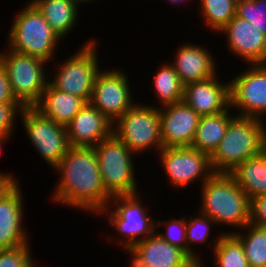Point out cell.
Masks as SVG:
<instances>
[{
    "instance_id": "33",
    "label": "cell",
    "mask_w": 266,
    "mask_h": 267,
    "mask_svg": "<svg viewBox=\"0 0 266 267\" xmlns=\"http://www.w3.org/2000/svg\"><path fill=\"white\" fill-rule=\"evenodd\" d=\"M21 103H0V135L12 136L18 112L23 109Z\"/></svg>"
},
{
    "instance_id": "39",
    "label": "cell",
    "mask_w": 266,
    "mask_h": 267,
    "mask_svg": "<svg viewBox=\"0 0 266 267\" xmlns=\"http://www.w3.org/2000/svg\"><path fill=\"white\" fill-rule=\"evenodd\" d=\"M167 2L169 1V2H171L173 5H176V4H178V3H181L182 2V4L184 3L183 1H188V0H166ZM190 1V0H189Z\"/></svg>"
},
{
    "instance_id": "31",
    "label": "cell",
    "mask_w": 266,
    "mask_h": 267,
    "mask_svg": "<svg viewBox=\"0 0 266 267\" xmlns=\"http://www.w3.org/2000/svg\"><path fill=\"white\" fill-rule=\"evenodd\" d=\"M163 225L167 227L164 231L165 233H158V229H156V233L167 243L179 247L188 255V244L186 238V217H183V219L174 218L168 222L164 220L156 221V228Z\"/></svg>"
},
{
    "instance_id": "28",
    "label": "cell",
    "mask_w": 266,
    "mask_h": 267,
    "mask_svg": "<svg viewBox=\"0 0 266 267\" xmlns=\"http://www.w3.org/2000/svg\"><path fill=\"white\" fill-rule=\"evenodd\" d=\"M204 23L209 30L220 33L236 15L237 0H200Z\"/></svg>"
},
{
    "instance_id": "32",
    "label": "cell",
    "mask_w": 266,
    "mask_h": 267,
    "mask_svg": "<svg viewBox=\"0 0 266 267\" xmlns=\"http://www.w3.org/2000/svg\"><path fill=\"white\" fill-rule=\"evenodd\" d=\"M30 243L0 250V267H36Z\"/></svg>"
},
{
    "instance_id": "22",
    "label": "cell",
    "mask_w": 266,
    "mask_h": 267,
    "mask_svg": "<svg viewBox=\"0 0 266 267\" xmlns=\"http://www.w3.org/2000/svg\"><path fill=\"white\" fill-rule=\"evenodd\" d=\"M49 26L63 39L78 23L79 6L74 0H30ZM78 8V9H77Z\"/></svg>"
},
{
    "instance_id": "27",
    "label": "cell",
    "mask_w": 266,
    "mask_h": 267,
    "mask_svg": "<svg viewBox=\"0 0 266 267\" xmlns=\"http://www.w3.org/2000/svg\"><path fill=\"white\" fill-rule=\"evenodd\" d=\"M217 267H250L243 245L234 234L221 233L211 241ZM214 247V248H213Z\"/></svg>"
},
{
    "instance_id": "35",
    "label": "cell",
    "mask_w": 266,
    "mask_h": 267,
    "mask_svg": "<svg viewBox=\"0 0 266 267\" xmlns=\"http://www.w3.org/2000/svg\"><path fill=\"white\" fill-rule=\"evenodd\" d=\"M0 103H20L11 88L9 77L3 65L0 63Z\"/></svg>"
},
{
    "instance_id": "11",
    "label": "cell",
    "mask_w": 266,
    "mask_h": 267,
    "mask_svg": "<svg viewBox=\"0 0 266 267\" xmlns=\"http://www.w3.org/2000/svg\"><path fill=\"white\" fill-rule=\"evenodd\" d=\"M158 154L167 179L177 189L199 180L202 186L215 173L210 156L192 147H163Z\"/></svg>"
},
{
    "instance_id": "14",
    "label": "cell",
    "mask_w": 266,
    "mask_h": 267,
    "mask_svg": "<svg viewBox=\"0 0 266 267\" xmlns=\"http://www.w3.org/2000/svg\"><path fill=\"white\" fill-rule=\"evenodd\" d=\"M158 107L163 147H191L201 116L183 100Z\"/></svg>"
},
{
    "instance_id": "36",
    "label": "cell",
    "mask_w": 266,
    "mask_h": 267,
    "mask_svg": "<svg viewBox=\"0 0 266 267\" xmlns=\"http://www.w3.org/2000/svg\"><path fill=\"white\" fill-rule=\"evenodd\" d=\"M125 253L130 254L132 259H130V267H146L144 261L140 254L134 248H122ZM126 249V250H125Z\"/></svg>"
},
{
    "instance_id": "18",
    "label": "cell",
    "mask_w": 266,
    "mask_h": 267,
    "mask_svg": "<svg viewBox=\"0 0 266 267\" xmlns=\"http://www.w3.org/2000/svg\"><path fill=\"white\" fill-rule=\"evenodd\" d=\"M113 123L90 103L66 126L71 147H95L112 134Z\"/></svg>"
},
{
    "instance_id": "19",
    "label": "cell",
    "mask_w": 266,
    "mask_h": 267,
    "mask_svg": "<svg viewBox=\"0 0 266 267\" xmlns=\"http://www.w3.org/2000/svg\"><path fill=\"white\" fill-rule=\"evenodd\" d=\"M176 51L171 65L184 86L216 75L218 65L215 64L211 52L204 46L187 43L180 45Z\"/></svg>"
},
{
    "instance_id": "13",
    "label": "cell",
    "mask_w": 266,
    "mask_h": 267,
    "mask_svg": "<svg viewBox=\"0 0 266 267\" xmlns=\"http://www.w3.org/2000/svg\"><path fill=\"white\" fill-rule=\"evenodd\" d=\"M247 68L230 81V108L240 111L237 116L265 120L266 70L261 64Z\"/></svg>"
},
{
    "instance_id": "4",
    "label": "cell",
    "mask_w": 266,
    "mask_h": 267,
    "mask_svg": "<svg viewBox=\"0 0 266 267\" xmlns=\"http://www.w3.org/2000/svg\"><path fill=\"white\" fill-rule=\"evenodd\" d=\"M8 48L47 62L61 41L39 9L30 1L16 15L8 31Z\"/></svg>"
},
{
    "instance_id": "10",
    "label": "cell",
    "mask_w": 266,
    "mask_h": 267,
    "mask_svg": "<svg viewBox=\"0 0 266 267\" xmlns=\"http://www.w3.org/2000/svg\"><path fill=\"white\" fill-rule=\"evenodd\" d=\"M22 125L40 156L53 169L71 147L66 127L55 123L33 107H23Z\"/></svg>"
},
{
    "instance_id": "7",
    "label": "cell",
    "mask_w": 266,
    "mask_h": 267,
    "mask_svg": "<svg viewBox=\"0 0 266 267\" xmlns=\"http://www.w3.org/2000/svg\"><path fill=\"white\" fill-rule=\"evenodd\" d=\"M0 63L7 72L16 99L24 107L35 106L52 76L47 77L45 73L44 66L49 62L8 49L0 52Z\"/></svg>"
},
{
    "instance_id": "17",
    "label": "cell",
    "mask_w": 266,
    "mask_h": 267,
    "mask_svg": "<svg viewBox=\"0 0 266 267\" xmlns=\"http://www.w3.org/2000/svg\"><path fill=\"white\" fill-rule=\"evenodd\" d=\"M215 75L184 86L183 101L200 116L216 115L230 107V81Z\"/></svg>"
},
{
    "instance_id": "16",
    "label": "cell",
    "mask_w": 266,
    "mask_h": 267,
    "mask_svg": "<svg viewBox=\"0 0 266 267\" xmlns=\"http://www.w3.org/2000/svg\"><path fill=\"white\" fill-rule=\"evenodd\" d=\"M220 32L227 37L229 51L244 62L261 64L266 59V36L248 20L235 15Z\"/></svg>"
},
{
    "instance_id": "20",
    "label": "cell",
    "mask_w": 266,
    "mask_h": 267,
    "mask_svg": "<svg viewBox=\"0 0 266 267\" xmlns=\"http://www.w3.org/2000/svg\"><path fill=\"white\" fill-rule=\"evenodd\" d=\"M146 267H201L183 250L163 240L156 232L133 247Z\"/></svg>"
},
{
    "instance_id": "9",
    "label": "cell",
    "mask_w": 266,
    "mask_h": 267,
    "mask_svg": "<svg viewBox=\"0 0 266 267\" xmlns=\"http://www.w3.org/2000/svg\"><path fill=\"white\" fill-rule=\"evenodd\" d=\"M97 41H87L78 52L69 56L55 70L50 84L57 90L84 99L89 103L96 75L101 70L98 61Z\"/></svg>"
},
{
    "instance_id": "26",
    "label": "cell",
    "mask_w": 266,
    "mask_h": 267,
    "mask_svg": "<svg viewBox=\"0 0 266 267\" xmlns=\"http://www.w3.org/2000/svg\"><path fill=\"white\" fill-rule=\"evenodd\" d=\"M238 232H226L234 234L242 243L244 254L250 267H266V227L247 224Z\"/></svg>"
},
{
    "instance_id": "41",
    "label": "cell",
    "mask_w": 266,
    "mask_h": 267,
    "mask_svg": "<svg viewBox=\"0 0 266 267\" xmlns=\"http://www.w3.org/2000/svg\"><path fill=\"white\" fill-rule=\"evenodd\" d=\"M261 65L265 68L266 70V59L261 63Z\"/></svg>"
},
{
    "instance_id": "1",
    "label": "cell",
    "mask_w": 266,
    "mask_h": 267,
    "mask_svg": "<svg viewBox=\"0 0 266 267\" xmlns=\"http://www.w3.org/2000/svg\"><path fill=\"white\" fill-rule=\"evenodd\" d=\"M54 171L60 177L53 202L95 214L108 206L111 196L103 186L94 147H70Z\"/></svg>"
},
{
    "instance_id": "8",
    "label": "cell",
    "mask_w": 266,
    "mask_h": 267,
    "mask_svg": "<svg viewBox=\"0 0 266 267\" xmlns=\"http://www.w3.org/2000/svg\"><path fill=\"white\" fill-rule=\"evenodd\" d=\"M112 133L134 153L163 148L158 107L137 102L113 123Z\"/></svg>"
},
{
    "instance_id": "34",
    "label": "cell",
    "mask_w": 266,
    "mask_h": 267,
    "mask_svg": "<svg viewBox=\"0 0 266 267\" xmlns=\"http://www.w3.org/2000/svg\"><path fill=\"white\" fill-rule=\"evenodd\" d=\"M249 224L266 227V194L250 199Z\"/></svg>"
},
{
    "instance_id": "30",
    "label": "cell",
    "mask_w": 266,
    "mask_h": 267,
    "mask_svg": "<svg viewBox=\"0 0 266 267\" xmlns=\"http://www.w3.org/2000/svg\"><path fill=\"white\" fill-rule=\"evenodd\" d=\"M236 16L248 20L266 36V0H237Z\"/></svg>"
},
{
    "instance_id": "29",
    "label": "cell",
    "mask_w": 266,
    "mask_h": 267,
    "mask_svg": "<svg viewBox=\"0 0 266 267\" xmlns=\"http://www.w3.org/2000/svg\"><path fill=\"white\" fill-rule=\"evenodd\" d=\"M199 216H191L190 218H186V238L188 244V256L201 267L203 263L201 258L197 256V252L194 251L192 247L195 243H207L210 235V227L215 225V221L208 217L207 215L202 214L197 211ZM190 219V220H189Z\"/></svg>"
},
{
    "instance_id": "40",
    "label": "cell",
    "mask_w": 266,
    "mask_h": 267,
    "mask_svg": "<svg viewBox=\"0 0 266 267\" xmlns=\"http://www.w3.org/2000/svg\"><path fill=\"white\" fill-rule=\"evenodd\" d=\"M78 5H81V3L83 4L84 2L86 3L87 2V4L89 3V2H92L93 0H74ZM96 1V0H95ZM80 3V4H79Z\"/></svg>"
},
{
    "instance_id": "2",
    "label": "cell",
    "mask_w": 266,
    "mask_h": 267,
    "mask_svg": "<svg viewBox=\"0 0 266 267\" xmlns=\"http://www.w3.org/2000/svg\"><path fill=\"white\" fill-rule=\"evenodd\" d=\"M263 122L260 118L235 114L218 148L210 157L215 173L230 174L241 163L266 149V125Z\"/></svg>"
},
{
    "instance_id": "23",
    "label": "cell",
    "mask_w": 266,
    "mask_h": 267,
    "mask_svg": "<svg viewBox=\"0 0 266 267\" xmlns=\"http://www.w3.org/2000/svg\"><path fill=\"white\" fill-rule=\"evenodd\" d=\"M229 111L230 107L216 115L201 116L191 147L211 157L223 139L230 121L235 117Z\"/></svg>"
},
{
    "instance_id": "24",
    "label": "cell",
    "mask_w": 266,
    "mask_h": 267,
    "mask_svg": "<svg viewBox=\"0 0 266 267\" xmlns=\"http://www.w3.org/2000/svg\"><path fill=\"white\" fill-rule=\"evenodd\" d=\"M249 199L266 194V149L230 173Z\"/></svg>"
},
{
    "instance_id": "5",
    "label": "cell",
    "mask_w": 266,
    "mask_h": 267,
    "mask_svg": "<svg viewBox=\"0 0 266 267\" xmlns=\"http://www.w3.org/2000/svg\"><path fill=\"white\" fill-rule=\"evenodd\" d=\"M94 149L107 193L111 197L138 193L133 160L136 156L124 142L112 133Z\"/></svg>"
},
{
    "instance_id": "12",
    "label": "cell",
    "mask_w": 266,
    "mask_h": 267,
    "mask_svg": "<svg viewBox=\"0 0 266 267\" xmlns=\"http://www.w3.org/2000/svg\"><path fill=\"white\" fill-rule=\"evenodd\" d=\"M127 78L119 68L100 70L96 75L89 103L112 123L136 103Z\"/></svg>"
},
{
    "instance_id": "3",
    "label": "cell",
    "mask_w": 266,
    "mask_h": 267,
    "mask_svg": "<svg viewBox=\"0 0 266 267\" xmlns=\"http://www.w3.org/2000/svg\"><path fill=\"white\" fill-rule=\"evenodd\" d=\"M200 195L199 211L216 224L239 229L249 224L250 199L231 174L214 173L201 186Z\"/></svg>"
},
{
    "instance_id": "25",
    "label": "cell",
    "mask_w": 266,
    "mask_h": 267,
    "mask_svg": "<svg viewBox=\"0 0 266 267\" xmlns=\"http://www.w3.org/2000/svg\"><path fill=\"white\" fill-rule=\"evenodd\" d=\"M153 78V89L159 99L161 107L182 101L184 85L178 74L172 67L171 62L161 64Z\"/></svg>"
},
{
    "instance_id": "38",
    "label": "cell",
    "mask_w": 266,
    "mask_h": 267,
    "mask_svg": "<svg viewBox=\"0 0 266 267\" xmlns=\"http://www.w3.org/2000/svg\"><path fill=\"white\" fill-rule=\"evenodd\" d=\"M9 139L11 140L10 136L0 135V152L2 149V145L9 141Z\"/></svg>"
},
{
    "instance_id": "21",
    "label": "cell",
    "mask_w": 266,
    "mask_h": 267,
    "mask_svg": "<svg viewBox=\"0 0 266 267\" xmlns=\"http://www.w3.org/2000/svg\"><path fill=\"white\" fill-rule=\"evenodd\" d=\"M86 103L82 98L55 89L48 82L34 107L55 123L66 127Z\"/></svg>"
},
{
    "instance_id": "15",
    "label": "cell",
    "mask_w": 266,
    "mask_h": 267,
    "mask_svg": "<svg viewBox=\"0 0 266 267\" xmlns=\"http://www.w3.org/2000/svg\"><path fill=\"white\" fill-rule=\"evenodd\" d=\"M24 198L19 181L13 182L0 196V250L29 243L23 228Z\"/></svg>"
},
{
    "instance_id": "6",
    "label": "cell",
    "mask_w": 266,
    "mask_h": 267,
    "mask_svg": "<svg viewBox=\"0 0 266 267\" xmlns=\"http://www.w3.org/2000/svg\"><path fill=\"white\" fill-rule=\"evenodd\" d=\"M138 194L113 196L98 214L109 216L106 217L109 225L122 235L118 238L120 243L117 242L122 248H133L156 232V220L148 217V207L142 205Z\"/></svg>"
},
{
    "instance_id": "37",
    "label": "cell",
    "mask_w": 266,
    "mask_h": 267,
    "mask_svg": "<svg viewBox=\"0 0 266 267\" xmlns=\"http://www.w3.org/2000/svg\"><path fill=\"white\" fill-rule=\"evenodd\" d=\"M15 181H19L12 174L0 172V196Z\"/></svg>"
}]
</instances>
